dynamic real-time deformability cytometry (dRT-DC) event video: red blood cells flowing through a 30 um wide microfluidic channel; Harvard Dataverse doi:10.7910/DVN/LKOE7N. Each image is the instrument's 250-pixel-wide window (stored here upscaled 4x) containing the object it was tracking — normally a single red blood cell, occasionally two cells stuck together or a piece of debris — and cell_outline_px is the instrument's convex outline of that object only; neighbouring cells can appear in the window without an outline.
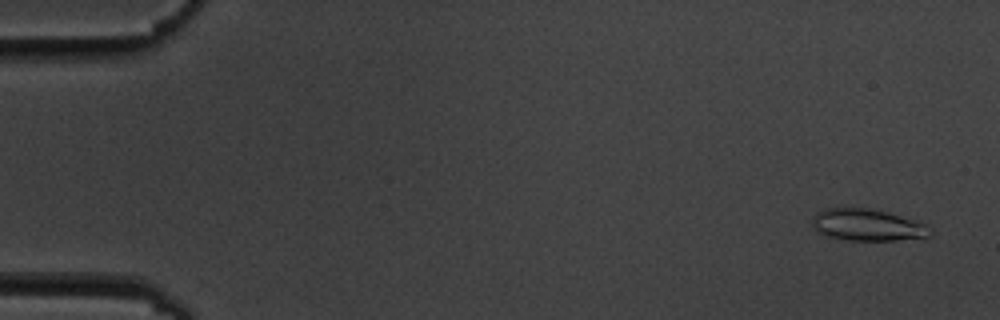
{"species": "common noctule bat (a hibernating species)", "species_latin": "Nyctalus noctula", "temperature_condition": "cold", "stored_images_in_passage": 6, "camera_frame_rate_fps": 3000, "um_per_image_px": 0.085, "animal": {"sex": "male", "body_mass_g": 19.5, "forearm_length_mm": 54.6}, "frame": {"image": 1, "passage_image": 1, "time_ms": 0.0, "image_size_px": [1000, 320], "cell_outline_px": [[932, 236], [896, 240], [848, 240], [824, 236], [816, 232], [812, 224], [812, 220], [816, 212], [824, 208], [868, 208], [888, 212], [916, 220], [928, 224], [932, 232]], "centroid_in_image_um": [73.73, 19.12], "position_along_channel_um": 11.3, "area_um2": 22.14}}
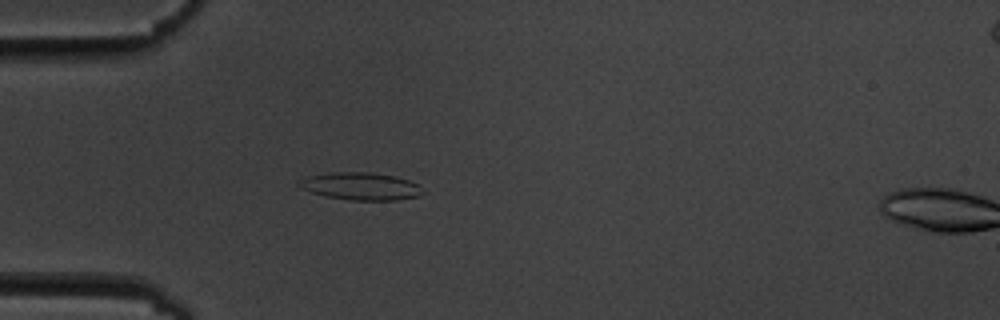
{"frame": {"image": 2, "passage_image": 5, "time_ms": 4.667, "image_size_px": [1000, 320], "cell_outline_px": [[424, 192], [420, 196], [396, 200], [352, 200], [324, 196], [300, 188], [296, 184], [304, 176], [328, 172], [372, 172], [396, 176], [420, 184]], "centroid_in_image_um": [30.66, 15.82], "position_along_channel_um": 54.3, "area_um2": 20.17}}